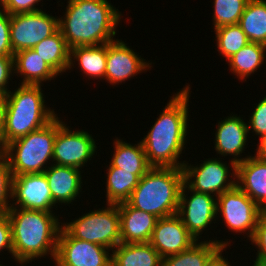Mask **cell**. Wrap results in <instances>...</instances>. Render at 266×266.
<instances>
[{
    "mask_svg": "<svg viewBox=\"0 0 266 266\" xmlns=\"http://www.w3.org/2000/svg\"><path fill=\"white\" fill-rule=\"evenodd\" d=\"M214 31L217 51L226 60L249 43L239 24L218 27Z\"/></svg>",
    "mask_w": 266,
    "mask_h": 266,
    "instance_id": "obj_30",
    "label": "cell"
},
{
    "mask_svg": "<svg viewBox=\"0 0 266 266\" xmlns=\"http://www.w3.org/2000/svg\"><path fill=\"white\" fill-rule=\"evenodd\" d=\"M259 101L247 122L248 132L252 129L258 138L266 134V96Z\"/></svg>",
    "mask_w": 266,
    "mask_h": 266,
    "instance_id": "obj_33",
    "label": "cell"
},
{
    "mask_svg": "<svg viewBox=\"0 0 266 266\" xmlns=\"http://www.w3.org/2000/svg\"><path fill=\"white\" fill-rule=\"evenodd\" d=\"M10 20L11 15L0 8V55L14 56L10 42Z\"/></svg>",
    "mask_w": 266,
    "mask_h": 266,
    "instance_id": "obj_34",
    "label": "cell"
},
{
    "mask_svg": "<svg viewBox=\"0 0 266 266\" xmlns=\"http://www.w3.org/2000/svg\"><path fill=\"white\" fill-rule=\"evenodd\" d=\"M110 249L73 238L63 227L58 235L55 266H111Z\"/></svg>",
    "mask_w": 266,
    "mask_h": 266,
    "instance_id": "obj_12",
    "label": "cell"
},
{
    "mask_svg": "<svg viewBox=\"0 0 266 266\" xmlns=\"http://www.w3.org/2000/svg\"><path fill=\"white\" fill-rule=\"evenodd\" d=\"M89 211L62 227L78 240L102 245L111 251L121 243L118 204Z\"/></svg>",
    "mask_w": 266,
    "mask_h": 266,
    "instance_id": "obj_7",
    "label": "cell"
},
{
    "mask_svg": "<svg viewBox=\"0 0 266 266\" xmlns=\"http://www.w3.org/2000/svg\"><path fill=\"white\" fill-rule=\"evenodd\" d=\"M12 203L11 208H24L45 212H53L52 209L56 205L52 199L48 180L44 173H28L13 176Z\"/></svg>",
    "mask_w": 266,
    "mask_h": 266,
    "instance_id": "obj_14",
    "label": "cell"
},
{
    "mask_svg": "<svg viewBox=\"0 0 266 266\" xmlns=\"http://www.w3.org/2000/svg\"><path fill=\"white\" fill-rule=\"evenodd\" d=\"M248 0H214V29L238 24Z\"/></svg>",
    "mask_w": 266,
    "mask_h": 266,
    "instance_id": "obj_31",
    "label": "cell"
},
{
    "mask_svg": "<svg viewBox=\"0 0 266 266\" xmlns=\"http://www.w3.org/2000/svg\"><path fill=\"white\" fill-rule=\"evenodd\" d=\"M4 249L13 256L11 225L7 213L0 214V252Z\"/></svg>",
    "mask_w": 266,
    "mask_h": 266,
    "instance_id": "obj_38",
    "label": "cell"
},
{
    "mask_svg": "<svg viewBox=\"0 0 266 266\" xmlns=\"http://www.w3.org/2000/svg\"><path fill=\"white\" fill-rule=\"evenodd\" d=\"M111 252V266H161L162 263V257L149 242L120 243Z\"/></svg>",
    "mask_w": 266,
    "mask_h": 266,
    "instance_id": "obj_23",
    "label": "cell"
},
{
    "mask_svg": "<svg viewBox=\"0 0 266 266\" xmlns=\"http://www.w3.org/2000/svg\"><path fill=\"white\" fill-rule=\"evenodd\" d=\"M95 139L87 131H73L56 116L53 164L82 169L96 152Z\"/></svg>",
    "mask_w": 266,
    "mask_h": 266,
    "instance_id": "obj_8",
    "label": "cell"
},
{
    "mask_svg": "<svg viewBox=\"0 0 266 266\" xmlns=\"http://www.w3.org/2000/svg\"><path fill=\"white\" fill-rule=\"evenodd\" d=\"M12 178L8 159L2 155L0 157V214L7 213L11 208L9 200L12 199Z\"/></svg>",
    "mask_w": 266,
    "mask_h": 266,
    "instance_id": "obj_32",
    "label": "cell"
},
{
    "mask_svg": "<svg viewBox=\"0 0 266 266\" xmlns=\"http://www.w3.org/2000/svg\"><path fill=\"white\" fill-rule=\"evenodd\" d=\"M65 9L59 18V30L70 49L115 40L122 14L107 0H68Z\"/></svg>",
    "mask_w": 266,
    "mask_h": 266,
    "instance_id": "obj_2",
    "label": "cell"
},
{
    "mask_svg": "<svg viewBox=\"0 0 266 266\" xmlns=\"http://www.w3.org/2000/svg\"><path fill=\"white\" fill-rule=\"evenodd\" d=\"M121 243L149 242L158 217L131 207L127 202L118 204Z\"/></svg>",
    "mask_w": 266,
    "mask_h": 266,
    "instance_id": "obj_18",
    "label": "cell"
},
{
    "mask_svg": "<svg viewBox=\"0 0 266 266\" xmlns=\"http://www.w3.org/2000/svg\"><path fill=\"white\" fill-rule=\"evenodd\" d=\"M114 154L110 165L126 171H133V174L141 178L150 168L142 142L133 145L121 139L113 142Z\"/></svg>",
    "mask_w": 266,
    "mask_h": 266,
    "instance_id": "obj_24",
    "label": "cell"
},
{
    "mask_svg": "<svg viewBox=\"0 0 266 266\" xmlns=\"http://www.w3.org/2000/svg\"><path fill=\"white\" fill-rule=\"evenodd\" d=\"M14 57L0 55V94L6 95L9 89V80L15 75L14 73ZM8 86V88H7Z\"/></svg>",
    "mask_w": 266,
    "mask_h": 266,
    "instance_id": "obj_37",
    "label": "cell"
},
{
    "mask_svg": "<svg viewBox=\"0 0 266 266\" xmlns=\"http://www.w3.org/2000/svg\"><path fill=\"white\" fill-rule=\"evenodd\" d=\"M58 75L69 70L70 48L60 30L32 48Z\"/></svg>",
    "mask_w": 266,
    "mask_h": 266,
    "instance_id": "obj_26",
    "label": "cell"
},
{
    "mask_svg": "<svg viewBox=\"0 0 266 266\" xmlns=\"http://www.w3.org/2000/svg\"><path fill=\"white\" fill-rule=\"evenodd\" d=\"M236 185L257 205L266 199V160L247 155L236 166Z\"/></svg>",
    "mask_w": 266,
    "mask_h": 266,
    "instance_id": "obj_20",
    "label": "cell"
},
{
    "mask_svg": "<svg viewBox=\"0 0 266 266\" xmlns=\"http://www.w3.org/2000/svg\"><path fill=\"white\" fill-rule=\"evenodd\" d=\"M3 155V148L0 145V157Z\"/></svg>",
    "mask_w": 266,
    "mask_h": 266,
    "instance_id": "obj_44",
    "label": "cell"
},
{
    "mask_svg": "<svg viewBox=\"0 0 266 266\" xmlns=\"http://www.w3.org/2000/svg\"><path fill=\"white\" fill-rule=\"evenodd\" d=\"M266 58V45L249 42L227 59L230 71L242 81L254 74Z\"/></svg>",
    "mask_w": 266,
    "mask_h": 266,
    "instance_id": "obj_27",
    "label": "cell"
},
{
    "mask_svg": "<svg viewBox=\"0 0 266 266\" xmlns=\"http://www.w3.org/2000/svg\"><path fill=\"white\" fill-rule=\"evenodd\" d=\"M238 24L249 42L266 45V0H248Z\"/></svg>",
    "mask_w": 266,
    "mask_h": 266,
    "instance_id": "obj_28",
    "label": "cell"
},
{
    "mask_svg": "<svg viewBox=\"0 0 266 266\" xmlns=\"http://www.w3.org/2000/svg\"><path fill=\"white\" fill-rule=\"evenodd\" d=\"M253 266H266V262L254 260Z\"/></svg>",
    "mask_w": 266,
    "mask_h": 266,
    "instance_id": "obj_43",
    "label": "cell"
},
{
    "mask_svg": "<svg viewBox=\"0 0 266 266\" xmlns=\"http://www.w3.org/2000/svg\"><path fill=\"white\" fill-rule=\"evenodd\" d=\"M149 64L152 65V62L145 61L124 41L116 39L107 43L105 80L109 84L119 85V83L150 69L152 66Z\"/></svg>",
    "mask_w": 266,
    "mask_h": 266,
    "instance_id": "obj_15",
    "label": "cell"
},
{
    "mask_svg": "<svg viewBox=\"0 0 266 266\" xmlns=\"http://www.w3.org/2000/svg\"><path fill=\"white\" fill-rule=\"evenodd\" d=\"M7 215L11 225L14 261L23 266L49 254L55 260L62 227L55 213L10 208Z\"/></svg>",
    "mask_w": 266,
    "mask_h": 266,
    "instance_id": "obj_3",
    "label": "cell"
},
{
    "mask_svg": "<svg viewBox=\"0 0 266 266\" xmlns=\"http://www.w3.org/2000/svg\"><path fill=\"white\" fill-rule=\"evenodd\" d=\"M44 174L55 204H71L82 192L83 180L79 168L51 163Z\"/></svg>",
    "mask_w": 266,
    "mask_h": 266,
    "instance_id": "obj_19",
    "label": "cell"
},
{
    "mask_svg": "<svg viewBox=\"0 0 266 266\" xmlns=\"http://www.w3.org/2000/svg\"><path fill=\"white\" fill-rule=\"evenodd\" d=\"M258 146L256 149V156L259 159L266 160V134L260 136Z\"/></svg>",
    "mask_w": 266,
    "mask_h": 266,
    "instance_id": "obj_40",
    "label": "cell"
},
{
    "mask_svg": "<svg viewBox=\"0 0 266 266\" xmlns=\"http://www.w3.org/2000/svg\"><path fill=\"white\" fill-rule=\"evenodd\" d=\"M190 85L173 95L167 106L142 139L147 161L151 167L182 168L179 161L186 145Z\"/></svg>",
    "mask_w": 266,
    "mask_h": 266,
    "instance_id": "obj_1",
    "label": "cell"
},
{
    "mask_svg": "<svg viewBox=\"0 0 266 266\" xmlns=\"http://www.w3.org/2000/svg\"><path fill=\"white\" fill-rule=\"evenodd\" d=\"M195 242L177 214L158 218L149 241L162 258L178 254Z\"/></svg>",
    "mask_w": 266,
    "mask_h": 266,
    "instance_id": "obj_16",
    "label": "cell"
},
{
    "mask_svg": "<svg viewBox=\"0 0 266 266\" xmlns=\"http://www.w3.org/2000/svg\"><path fill=\"white\" fill-rule=\"evenodd\" d=\"M197 242L178 254L162 258L161 266H207L230 245L228 241L217 239Z\"/></svg>",
    "mask_w": 266,
    "mask_h": 266,
    "instance_id": "obj_21",
    "label": "cell"
},
{
    "mask_svg": "<svg viewBox=\"0 0 266 266\" xmlns=\"http://www.w3.org/2000/svg\"><path fill=\"white\" fill-rule=\"evenodd\" d=\"M78 61L80 70L90 78L105 79L107 43L103 45L81 46L70 49L69 70Z\"/></svg>",
    "mask_w": 266,
    "mask_h": 266,
    "instance_id": "obj_25",
    "label": "cell"
},
{
    "mask_svg": "<svg viewBox=\"0 0 266 266\" xmlns=\"http://www.w3.org/2000/svg\"><path fill=\"white\" fill-rule=\"evenodd\" d=\"M258 206H259V217H266V199Z\"/></svg>",
    "mask_w": 266,
    "mask_h": 266,
    "instance_id": "obj_42",
    "label": "cell"
},
{
    "mask_svg": "<svg viewBox=\"0 0 266 266\" xmlns=\"http://www.w3.org/2000/svg\"><path fill=\"white\" fill-rule=\"evenodd\" d=\"M56 138V117L43 128L18 138L3 148L12 176L28 173H44L53 163ZM46 165V166H45Z\"/></svg>",
    "mask_w": 266,
    "mask_h": 266,
    "instance_id": "obj_6",
    "label": "cell"
},
{
    "mask_svg": "<svg viewBox=\"0 0 266 266\" xmlns=\"http://www.w3.org/2000/svg\"><path fill=\"white\" fill-rule=\"evenodd\" d=\"M59 30V17L43 10L11 15L10 42L13 53L32 49Z\"/></svg>",
    "mask_w": 266,
    "mask_h": 266,
    "instance_id": "obj_9",
    "label": "cell"
},
{
    "mask_svg": "<svg viewBox=\"0 0 266 266\" xmlns=\"http://www.w3.org/2000/svg\"><path fill=\"white\" fill-rule=\"evenodd\" d=\"M221 251L207 266H231L228 259L223 257Z\"/></svg>",
    "mask_w": 266,
    "mask_h": 266,
    "instance_id": "obj_41",
    "label": "cell"
},
{
    "mask_svg": "<svg viewBox=\"0 0 266 266\" xmlns=\"http://www.w3.org/2000/svg\"><path fill=\"white\" fill-rule=\"evenodd\" d=\"M5 96L0 94V145L3 148V130L5 121Z\"/></svg>",
    "mask_w": 266,
    "mask_h": 266,
    "instance_id": "obj_39",
    "label": "cell"
},
{
    "mask_svg": "<svg viewBox=\"0 0 266 266\" xmlns=\"http://www.w3.org/2000/svg\"><path fill=\"white\" fill-rule=\"evenodd\" d=\"M229 168L220 158H208L199 166L189 165L185 161L182 167L184 183L194 191L208 193L217 198L236 186V170L231 173ZM230 176L233 179L229 180Z\"/></svg>",
    "mask_w": 266,
    "mask_h": 266,
    "instance_id": "obj_10",
    "label": "cell"
},
{
    "mask_svg": "<svg viewBox=\"0 0 266 266\" xmlns=\"http://www.w3.org/2000/svg\"><path fill=\"white\" fill-rule=\"evenodd\" d=\"M257 247L256 260L266 262V217H259L252 239L250 240Z\"/></svg>",
    "mask_w": 266,
    "mask_h": 266,
    "instance_id": "obj_36",
    "label": "cell"
},
{
    "mask_svg": "<svg viewBox=\"0 0 266 266\" xmlns=\"http://www.w3.org/2000/svg\"><path fill=\"white\" fill-rule=\"evenodd\" d=\"M106 178V203L119 204L126 202L132 191L139 183V177L133 171H126L120 168L107 166Z\"/></svg>",
    "mask_w": 266,
    "mask_h": 266,
    "instance_id": "obj_29",
    "label": "cell"
},
{
    "mask_svg": "<svg viewBox=\"0 0 266 266\" xmlns=\"http://www.w3.org/2000/svg\"><path fill=\"white\" fill-rule=\"evenodd\" d=\"M217 215L223 217L229 230L246 233L251 240L259 218V206L236 185L217 197Z\"/></svg>",
    "mask_w": 266,
    "mask_h": 266,
    "instance_id": "obj_11",
    "label": "cell"
},
{
    "mask_svg": "<svg viewBox=\"0 0 266 266\" xmlns=\"http://www.w3.org/2000/svg\"><path fill=\"white\" fill-rule=\"evenodd\" d=\"M186 190L191 191L190 197ZM177 215L196 241L201 239L205 228L209 227L217 217V198L208 193L190 189L185 183L180 192ZM204 230V231H203Z\"/></svg>",
    "mask_w": 266,
    "mask_h": 266,
    "instance_id": "obj_13",
    "label": "cell"
},
{
    "mask_svg": "<svg viewBox=\"0 0 266 266\" xmlns=\"http://www.w3.org/2000/svg\"><path fill=\"white\" fill-rule=\"evenodd\" d=\"M42 0H3L0 3V7L4 9L8 14L27 13L40 11L38 6ZM37 4V5H36Z\"/></svg>",
    "mask_w": 266,
    "mask_h": 266,
    "instance_id": "obj_35",
    "label": "cell"
},
{
    "mask_svg": "<svg viewBox=\"0 0 266 266\" xmlns=\"http://www.w3.org/2000/svg\"><path fill=\"white\" fill-rule=\"evenodd\" d=\"M41 86L21 84L5 95L3 148L10 142L43 128L57 116L54 109L45 106Z\"/></svg>",
    "mask_w": 266,
    "mask_h": 266,
    "instance_id": "obj_4",
    "label": "cell"
},
{
    "mask_svg": "<svg viewBox=\"0 0 266 266\" xmlns=\"http://www.w3.org/2000/svg\"><path fill=\"white\" fill-rule=\"evenodd\" d=\"M183 184L182 168L151 167L126 202L158 218L168 217L177 214Z\"/></svg>",
    "mask_w": 266,
    "mask_h": 266,
    "instance_id": "obj_5",
    "label": "cell"
},
{
    "mask_svg": "<svg viewBox=\"0 0 266 266\" xmlns=\"http://www.w3.org/2000/svg\"><path fill=\"white\" fill-rule=\"evenodd\" d=\"M216 130L214 148L222 157L228 154L232 156L229 166L231 171L236 170L237 164L247 159L246 156L241 158L240 155L245 150L249 138L248 125L240 116L231 114L218 122Z\"/></svg>",
    "mask_w": 266,
    "mask_h": 266,
    "instance_id": "obj_17",
    "label": "cell"
},
{
    "mask_svg": "<svg viewBox=\"0 0 266 266\" xmlns=\"http://www.w3.org/2000/svg\"><path fill=\"white\" fill-rule=\"evenodd\" d=\"M14 73L23 78L20 84L42 85L58 74L33 50L24 49L14 53Z\"/></svg>",
    "mask_w": 266,
    "mask_h": 266,
    "instance_id": "obj_22",
    "label": "cell"
}]
</instances>
